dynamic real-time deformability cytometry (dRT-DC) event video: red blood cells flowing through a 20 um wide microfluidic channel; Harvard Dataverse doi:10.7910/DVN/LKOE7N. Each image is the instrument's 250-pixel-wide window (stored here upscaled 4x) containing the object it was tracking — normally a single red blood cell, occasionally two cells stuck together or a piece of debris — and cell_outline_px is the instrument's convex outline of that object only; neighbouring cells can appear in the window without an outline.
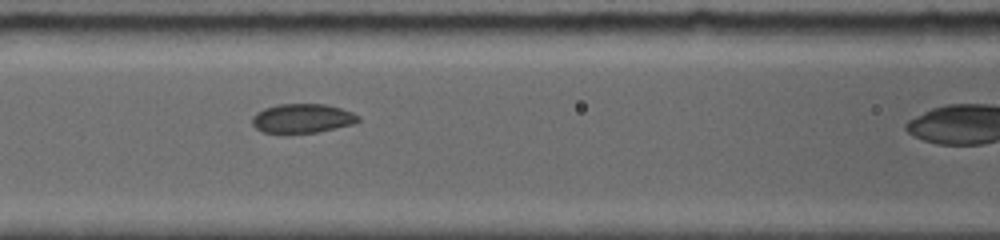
{"species": "common noctule bat (a hibernating species)", "species_latin": "Nyctalus noctula", "temperature_condition": "room temperature", "stored_images_in_passage": 15, "camera_frame_rate_fps": 5000, "um_per_image_px": 0.085, "animal": {"sex": "female", "body_mass_g": 19.0, "forearm_length_mm": 56.7}, "frame": {"image": 1, "passage_image": 7, "time_ms": 5.2, "image_size_px": [1000, 240], "cell_outline_px": [[360, 120], [352, 124], [336, 128], [316, 132], [284, 136], [280, 136], [264, 132], [256, 128], [252, 124], [252, 116], [256, 112], [264, 108], [280, 104], [324, 104], [340, 108], [352, 112], [360, 116]], "centroid_in_image_um": [25.64, 10.1], "position_along_channel_um": 141.0, "area_um2": 18.61}}
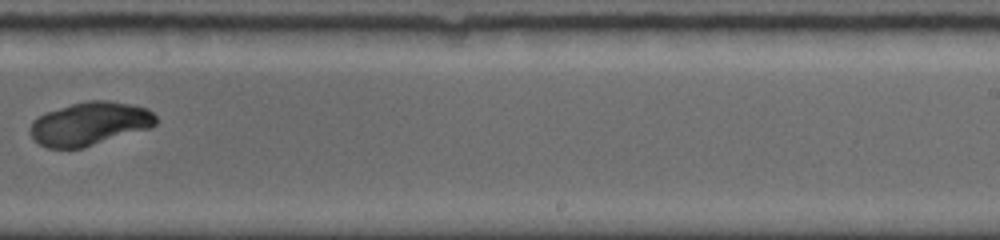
{"frame": {"image": 2, "passage_image": 11, "time_ms": 10.2, "image_size_px": [1000, 240], "cell_outline_px": [[156, 124], [152, 128], [84, 148], [48, 148], [40, 144], [32, 136], [28, 128], [32, 120], [44, 112], [72, 104], [88, 100], [108, 100], [148, 108], [156, 116]], "centroid_in_image_um": [7.63, 10.52], "position_along_channel_um": 281.4, "area_um2": 32.02}}
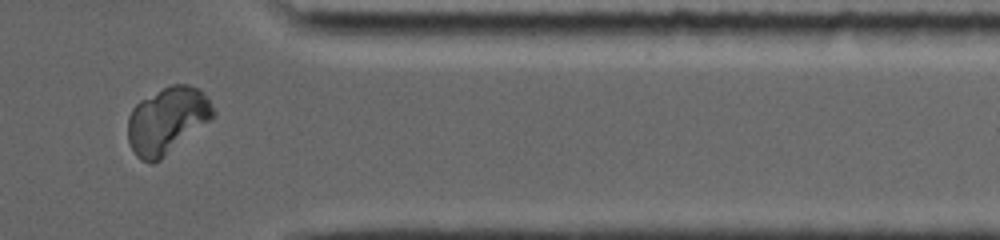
{"frame": {"image": 3, "passage_image": 14, "time_ms": 13.2, "image_size_px": [1000, 240], "cell_outline_px": [[216, 116], [160, 160], [152, 164], [140, 160], [136, 156], [128, 140], [128, 116], [132, 108], [140, 100], [172, 84], [188, 84], [200, 88], [204, 92], [212, 104], [216, 112]], "centroid_in_image_um": [14.23, 10.23], "position_along_channel_um": 397.2, "area_um2": 33.29}}